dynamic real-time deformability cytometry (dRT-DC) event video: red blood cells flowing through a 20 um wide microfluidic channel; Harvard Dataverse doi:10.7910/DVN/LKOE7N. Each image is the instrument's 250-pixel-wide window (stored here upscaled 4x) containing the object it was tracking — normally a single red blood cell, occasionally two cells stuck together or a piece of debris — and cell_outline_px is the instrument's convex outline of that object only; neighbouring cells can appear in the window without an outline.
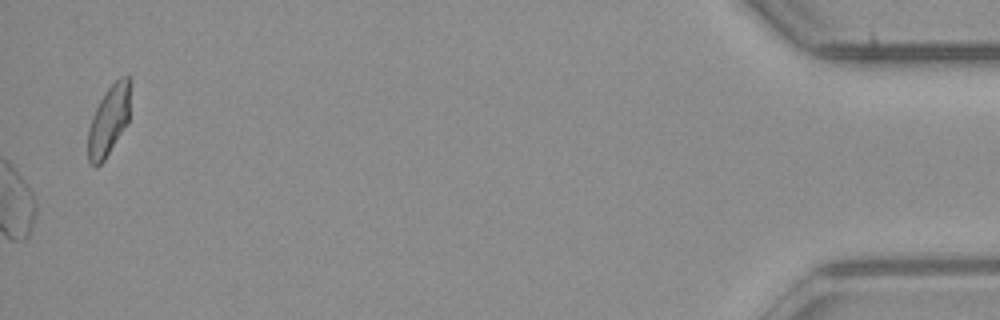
{"species": "common noctule bat (a hibernating species)", "species_latin": "Nyctalus noctula", "temperature_condition": "room temperature", "stored_images_in_passage": 44, "camera_frame_rate_fps": 3000, "um_per_image_px": 0.085, "animal": {"sex": "male", "body_mass_g": 23.1, "forearm_length_mm": 52.7}, "frame": {"image": 1, "passage_image": 44, "time_ms": 14.333, "image_size_px": [1000, 320], "cell_outline_px": [[132, 80], [128, 124], [104, 160], [96, 168], [88, 160], [88, 128], [92, 116], [104, 92], [120, 76], [132, 76]], "centroid_in_image_um": [9.29, 10.19], "position_along_channel_um": 425.9, "area_um2": 17.69}, "authors_computed_cell_mechanics": {"area_um2": 19.0451, "velocity_mm_per_s": 3.9384, "shape_relaxation_time_tau1_ms": null, "shape_relaxation_time_tau2_ms": 1.1016, "deformation_change_tau1": null, "deformation_change_tau2": 0.076}}